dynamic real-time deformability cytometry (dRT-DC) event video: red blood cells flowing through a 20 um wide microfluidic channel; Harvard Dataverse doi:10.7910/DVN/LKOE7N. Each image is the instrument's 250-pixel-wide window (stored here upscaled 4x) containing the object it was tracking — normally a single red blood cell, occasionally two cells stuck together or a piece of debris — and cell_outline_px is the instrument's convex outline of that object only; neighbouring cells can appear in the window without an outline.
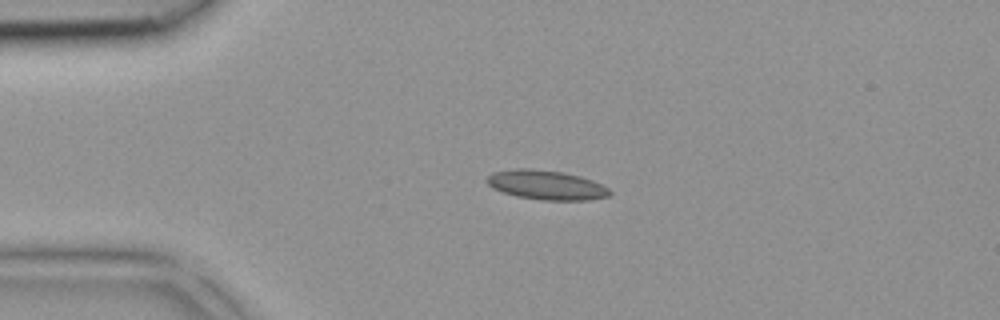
{"species": "common noctule bat (a hibernating species)", "species_latin": "Nyctalus noctula", "temperature_condition": "room temperature", "stored_images_in_passage": 33, "camera_frame_rate_fps": 3000, "um_per_image_px": 0.085, "animal": {"sex": "female", "body_mass_g": 18.4}, "frame": {"image": 1, "passage_image": 1, "time_ms": 0.0, "image_size_px": [1000, 320], "cell_outline_px": [[612, 192], [608, 196], [588, 200], [540, 200], [516, 196], [492, 188], [484, 180], [492, 172], [516, 168], [532, 168], [560, 172], [580, 176], [592, 180], [608, 188]], "centroid_in_image_um": [46.4, 15.72], "position_along_channel_um": 38.6, "area_um2": 21.04}}
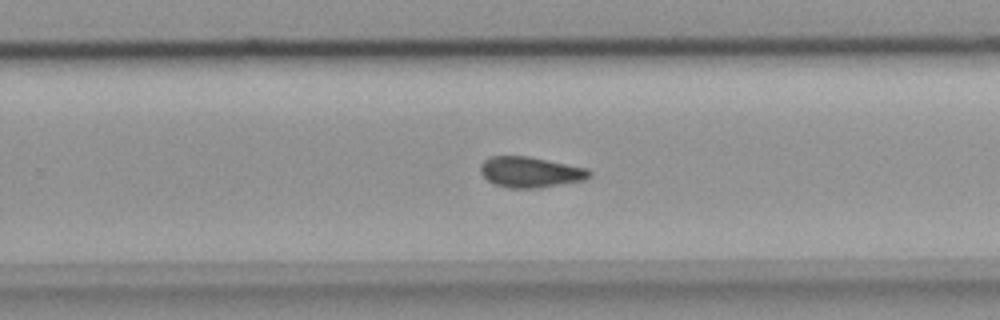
{"frame": {"image": 2, "passage_image": 18, "time_ms": 5.667, "image_size_px": [1000, 320], "cell_outline_px": [[592, 176], [584, 180], [540, 188], [508, 188], [496, 184], [488, 180], [480, 172], [480, 164], [488, 156], [528, 156], [588, 168], [592, 172]], "centroid_in_image_um": [45.09, 14.62], "position_along_channel_um": 284.7, "area_um2": 19.59}}
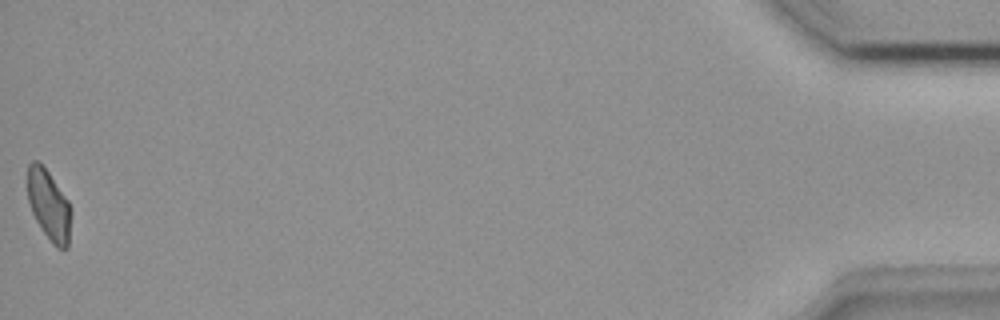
{"frame": {"image": 3, "passage_image": 33, "time_ms": 10.667, "image_size_px": [1000, 320], "cell_outline_px": [[72, 212], [68, 248], [56, 248], [52, 244], [36, 220], [32, 212], [28, 200], [28, 164], [32, 160], [36, 160], [48, 172], [68, 200]], "centroid_in_image_um": [4.17, 17.47], "position_along_channel_um": 431.0, "area_um2": 17.74}}